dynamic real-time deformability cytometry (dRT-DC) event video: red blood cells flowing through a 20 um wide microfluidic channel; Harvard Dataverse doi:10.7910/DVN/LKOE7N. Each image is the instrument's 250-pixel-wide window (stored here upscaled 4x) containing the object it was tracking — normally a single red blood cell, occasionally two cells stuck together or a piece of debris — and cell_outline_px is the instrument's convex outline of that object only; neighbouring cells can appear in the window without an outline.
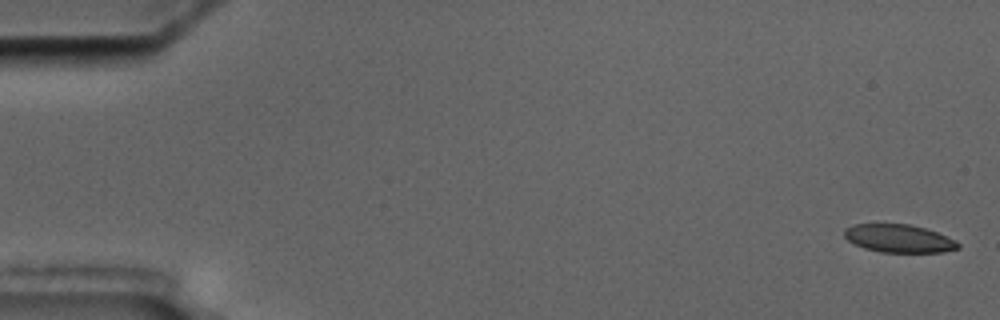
{"species": "common noctule bat (a hibernating species)", "species_latin": "Nyctalus noctula", "temperature_condition": "cold", "stored_images_in_passage": 5, "camera_frame_rate_fps": 3000, "um_per_image_px": 0.085, "animal": {"sex": "male", "body_mass_g": 17.5, "forearm_length_mm": 52.3}, "frame": {"image": 1, "passage_image": 1, "time_ms": 0.0, "image_size_px": [1000, 320], "cell_outline_px": [[960, 248], [944, 252], [880, 252], [864, 248], [848, 240], [844, 236], [844, 228], [852, 224], [908, 224], [924, 228], [936, 232], [956, 240], [960, 244]], "centroid_in_image_um": [76.4, 20.27], "position_along_channel_um": 8.6, "area_um2": 18.55}}
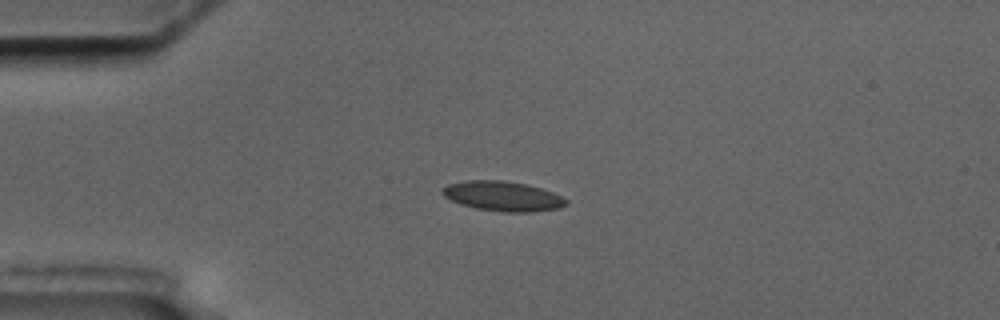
{"frame": {"image": 2, "passage_image": 5, "time_ms": 4.333, "image_size_px": [1000, 320], "cell_outline_px": [[568, 204], [560, 208], [532, 212], [504, 212], [476, 208], [460, 204], [444, 196], [440, 192], [448, 184], [468, 180], [504, 180], [524, 184], [540, 188], [552, 192], [568, 200]], "centroid_in_image_um": [42.74, 16.68], "position_along_channel_um": 42.3, "area_um2": 21.39}}